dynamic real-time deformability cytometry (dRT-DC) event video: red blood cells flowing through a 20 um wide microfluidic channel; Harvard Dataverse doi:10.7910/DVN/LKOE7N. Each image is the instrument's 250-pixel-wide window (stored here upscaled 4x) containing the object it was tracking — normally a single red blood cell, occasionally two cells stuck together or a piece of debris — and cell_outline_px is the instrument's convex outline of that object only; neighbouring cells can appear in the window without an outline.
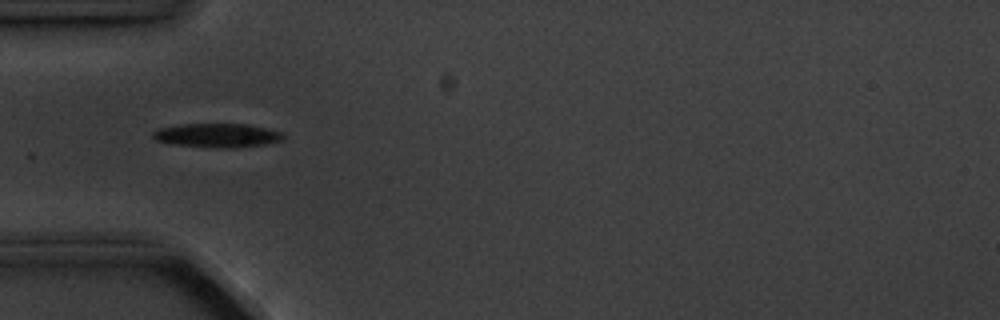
{"species": "common noctule bat (a hibernating species)", "species_latin": "Nyctalus noctula", "temperature_condition": "cold", "stored_images_in_passage": 8, "camera_frame_rate_fps": 3000, "um_per_image_px": 0.085, "animal": {"sex": "male", "body_mass_g": 20.1, "forearm_length_mm": 53.5}, "frame": {"image": 1, "passage_image": 6, "time_ms": 5.667, "image_size_px": [1000, 320], "cell_outline_px": [[284, 136], [280, 140], [264, 144], [232, 148], [212, 148], [168, 144], [156, 140], [152, 136], [152, 132], [160, 128], [184, 124], [248, 124], [268, 128], [284, 132]], "centroid_in_image_um": [18.45, 11.51], "position_along_channel_um": 66.5, "area_um2": 18.32}}
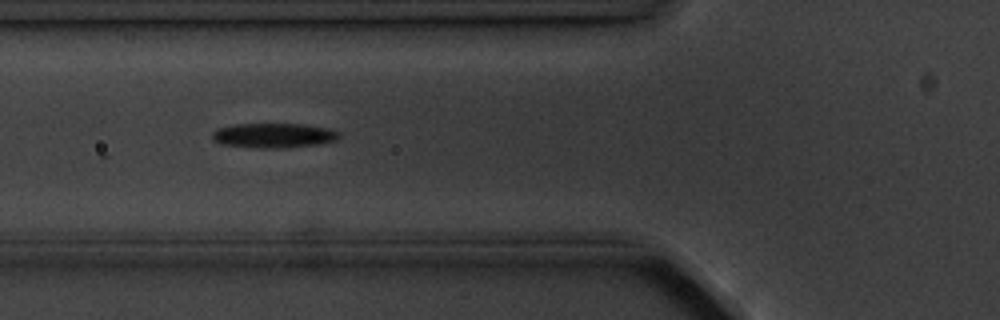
{"frame": {"image": 2, "passage_image": 7, "time_ms": 6.667, "image_size_px": [1000, 320], "cell_outline_px": [[340, 136], [336, 140], [316, 144], [284, 148], [260, 148], [220, 144], [212, 140], [212, 132], [216, 128], [236, 124], [300, 124], [328, 128], [340, 132]], "centroid_in_image_um": [23.22, 11.51], "position_along_channel_um": 102.6, "area_um2": 18.26}}
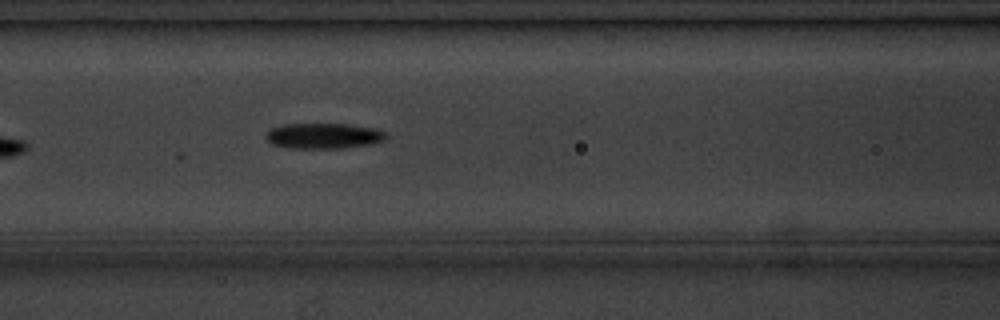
{"frame": {"image": 3, "passage_image": 8, "time_ms": 7.667, "image_size_px": [1000, 320], "cell_outline_px": [[388, 136], [384, 140], [368, 144], [344, 148], [288, 148], [272, 144], [264, 140], [264, 136], [272, 128], [284, 124], [348, 124], [376, 128], [388, 132]], "centroid_in_image_um": [27.51, 11.55], "position_along_channel_um": 139.1, "area_um2": 18.03}}